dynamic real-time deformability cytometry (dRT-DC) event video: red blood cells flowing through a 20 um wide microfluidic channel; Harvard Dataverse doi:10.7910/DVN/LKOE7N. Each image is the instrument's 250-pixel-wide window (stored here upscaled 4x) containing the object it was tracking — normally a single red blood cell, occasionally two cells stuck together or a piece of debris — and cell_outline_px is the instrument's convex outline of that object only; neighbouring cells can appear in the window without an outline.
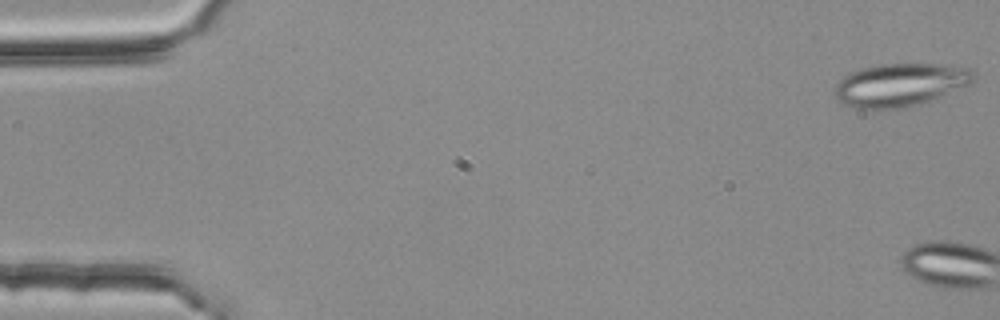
{"species": "common noctule bat (a hibernating species)", "species_latin": "Nyctalus noctula", "temperature_condition": "room temperature", "stored_images_in_passage": 5, "camera_frame_rate_fps": 3000, "um_per_image_px": 0.085, "animal": {"sex": "female", "body_mass_g": 25.1}, "frame": {"image": 1, "passage_image": 1, "time_ms": 0.0, "image_size_px": [1000, 320], "cell_outline_px": [[976, 76], [968, 84], [932, 100], [908, 108], [856, 108], [844, 104], [836, 100], [832, 88], [844, 76], [860, 68], [880, 64], [956, 64], [968, 68]], "centroid_in_image_um": [76.49, 7.2], "position_along_channel_um": 8.5, "area_um2": 34.97}}